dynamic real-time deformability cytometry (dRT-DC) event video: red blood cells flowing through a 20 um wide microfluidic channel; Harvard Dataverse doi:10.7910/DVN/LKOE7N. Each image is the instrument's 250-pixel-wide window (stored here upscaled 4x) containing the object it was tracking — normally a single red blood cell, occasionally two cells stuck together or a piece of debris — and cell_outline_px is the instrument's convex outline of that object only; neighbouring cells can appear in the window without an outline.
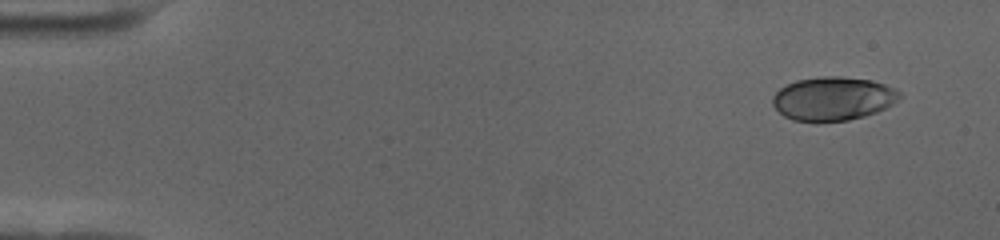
{"species": "human", "species_latin": "Homo sapiens", "temperature_condition": "cold", "stored_images_in_passage": 55, "camera_frame_rate_fps": 3000, "um_per_image_px": 0.085, "donor": {"sex": "female"}, "frame": {"image": 1, "passage_image": 1, "time_ms": 0.0, "image_size_px": [1000, 240], "cell_outline_px": [[900, 100], [876, 112], [864, 116], [848, 120], [792, 120], [784, 116], [772, 104], [772, 96], [780, 88], [796, 80], [824, 76], [840, 76], [872, 80], [896, 88], [900, 92]], "centroid_in_image_um": [70.82, 8.36], "position_along_channel_um": 14.2, "area_um2": 32.02}}
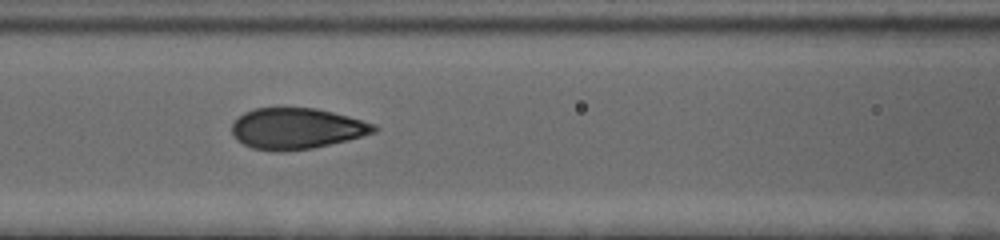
{"frame": {"image": 2, "passage_image": 23, "time_ms": 7.333, "image_size_px": [1000, 240], "cell_outline_px": [[380, 128], [376, 132], [348, 140], [312, 148], [284, 152], [272, 152], [252, 148], [236, 140], [232, 132], [232, 124], [244, 112], [256, 108], [316, 108], [348, 116], [376, 124]], "centroid_in_image_um": [25.22, 10.94], "position_along_channel_um": 141.4, "area_um2": 34.1}}
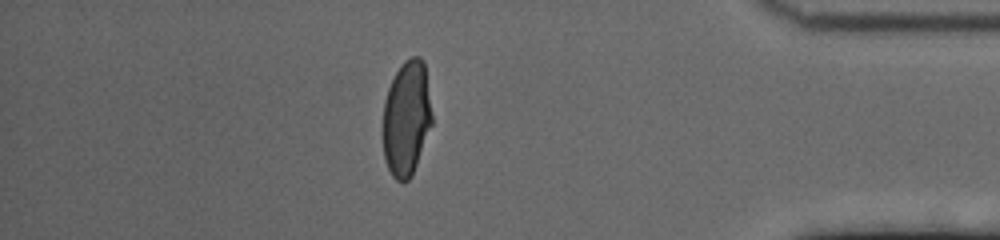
{"frame": {"image": 3, "passage_image": 48, "time_ms": 15.667, "image_size_px": [1000, 240], "cell_outline_px": [[432, 124], [412, 176], [404, 184], [396, 180], [392, 176], [384, 160], [384, 100], [388, 88], [400, 64], [404, 60], [412, 56], [420, 56], [424, 60], [432, 116]], "centroid_in_image_um": [34.56, 10.06], "position_along_channel_um": 400.6, "area_um2": 33.0}, "authors_computed_cell_mechanics": {"area_um2": 33.813, "velocity_mm_per_s": 3.5019, "shape_relaxation_time_tau1_ms": 5.272, "shape_relaxation_time_tau2_ms": null, "deformation_change_tau1": 0.1869, "deformation_change_tau2": null}}